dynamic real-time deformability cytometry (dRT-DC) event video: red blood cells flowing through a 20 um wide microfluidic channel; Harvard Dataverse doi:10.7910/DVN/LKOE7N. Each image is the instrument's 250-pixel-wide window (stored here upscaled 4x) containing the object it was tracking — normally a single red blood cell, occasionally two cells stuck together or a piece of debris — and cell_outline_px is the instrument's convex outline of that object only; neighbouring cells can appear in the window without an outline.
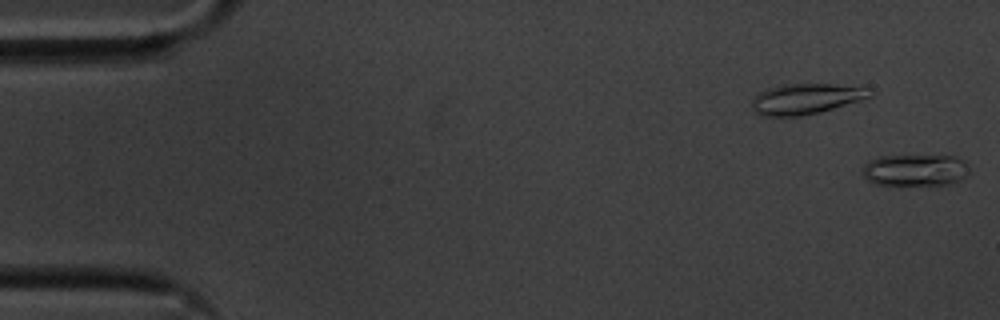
{"species": "common noctule bat (a hibernating species)", "species_latin": "Nyctalus noctula", "temperature_condition": "cold", "stored_images_in_passage": 5, "camera_frame_rate_fps": 3000, "um_per_image_px": 0.085, "animal": {"sex": "male", "body_mass_g": 20.1, "forearm_length_mm": 53.5}, "frame": {"image": 1, "passage_image": 5, "time_ms": 1.333, "image_size_px": [1000, 320], "cell_outline_px": [[972, 172], [960, 180], [948, 184], [876, 184], [868, 180], [860, 172], [864, 164], [868, 160], [880, 156], [956, 156], [964, 160], [968, 164]], "centroid_in_image_um": [77.82, 14.44], "position_along_channel_um": 7.2, "area_um2": 19.88}}